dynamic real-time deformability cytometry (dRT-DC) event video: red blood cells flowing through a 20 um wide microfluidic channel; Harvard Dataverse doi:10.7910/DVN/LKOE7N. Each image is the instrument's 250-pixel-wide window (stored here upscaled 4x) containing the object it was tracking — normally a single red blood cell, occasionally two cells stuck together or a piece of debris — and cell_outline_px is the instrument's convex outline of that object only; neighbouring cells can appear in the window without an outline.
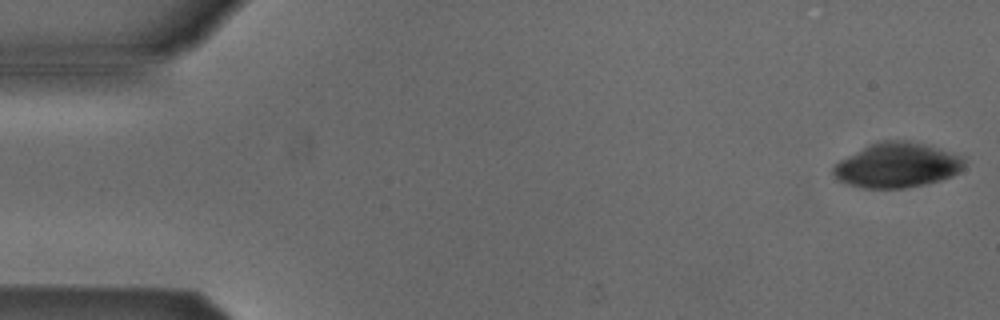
{"species": "Egyptian fruit bat (a non-hibernating species)", "species_latin": "Rousettus aegyptiacus", "temperature_condition": "cold", "stored_images_in_passage": 5, "segment_of_instrument_passage": [1, 2], "camera_frame_rate_fps": 3000, "um_per_image_px": 0.085, "animal": {"sex": "male"}, "frame": {"image": 1, "passage_image": 1, "time_ms": 0.0, "image_size_px": [1000, 320], "cell_outline_px": [[964, 168], [960, 172], [952, 176], [940, 180], [924, 184], [904, 188], [860, 188], [848, 184], [840, 180], [832, 172], [832, 168], [840, 160], [880, 140], [908, 140], [924, 144], [964, 156]], "centroid_in_image_um": [76.29, 14.05], "position_along_channel_um": 8.7, "area_um2": 33.99}}